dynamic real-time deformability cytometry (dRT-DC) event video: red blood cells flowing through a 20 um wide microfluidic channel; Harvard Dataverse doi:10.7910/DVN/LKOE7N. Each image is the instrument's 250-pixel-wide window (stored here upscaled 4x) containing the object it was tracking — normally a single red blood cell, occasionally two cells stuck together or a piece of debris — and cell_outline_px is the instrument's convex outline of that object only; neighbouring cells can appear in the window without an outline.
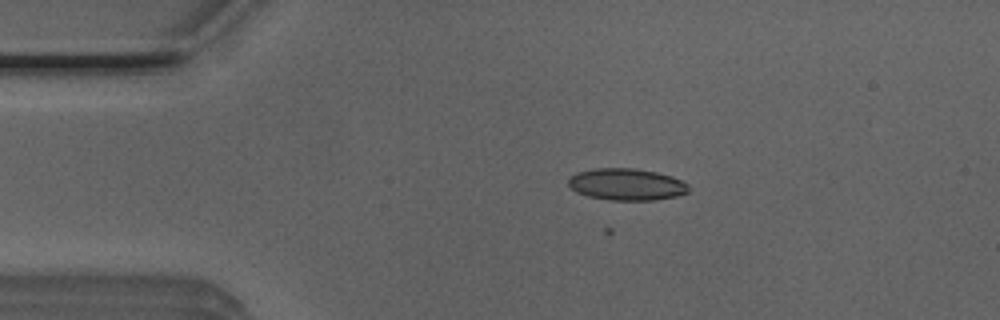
{"species": "Egyptian fruit bat (a non-hibernating species)", "species_latin": "Rousettus aegyptiacus", "temperature_condition": "room temperature", "stored_images_in_passage": 53, "camera_frame_rate_fps": 3000, "um_per_image_px": 0.085, "animal": {"sex": "male"}, "frame": {"image": 1, "passage_image": 11, "time_ms": 3.333, "image_size_px": [1000, 320], "cell_outline_px": [[688, 192], [676, 196], [652, 200], [608, 200], [588, 196], [576, 192], [568, 184], [568, 180], [576, 172], [596, 168], [636, 168], [656, 172], [672, 176], [688, 184]], "centroid_in_image_um": [53.25, 15.67], "position_along_channel_um": 31.8, "area_um2": 22.25}}
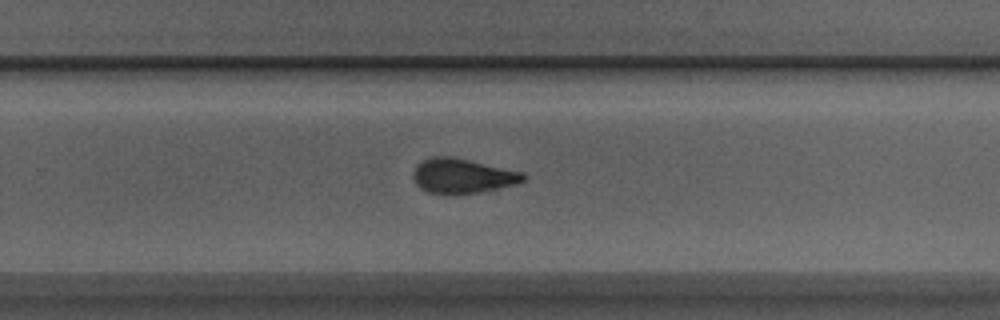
{"frame": {"image": 2, "passage_image": 34, "time_ms": 11.0, "image_size_px": [1000, 320], "cell_outline_px": [[528, 176], [524, 180], [516, 184], [476, 192], [428, 192], [420, 188], [416, 184], [412, 172], [416, 164], [432, 156], [452, 156], [524, 172]], "centroid_in_image_um": [39.31, 14.91], "position_along_channel_um": 290.5, "area_um2": 21.85}}
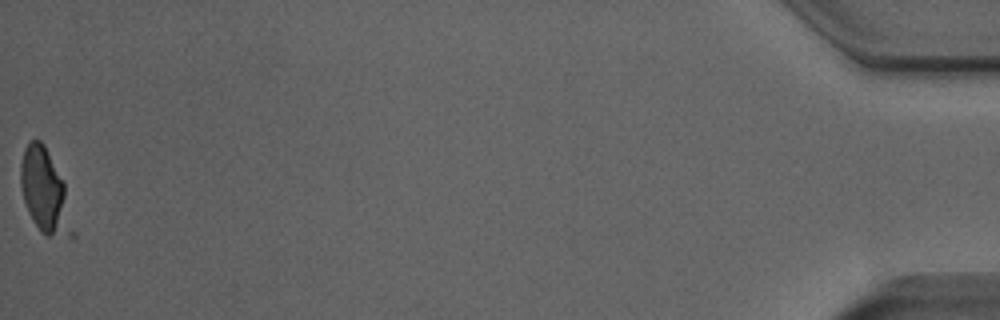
{"frame": {"image": 3, "passage_image": 53, "time_ms": 17.333, "image_size_px": [1000, 320], "cell_outline_px": [[76, 236], [48, 236], [40, 232], [32, 220], [28, 212], [24, 200], [20, 184], [20, 164], [24, 148], [28, 140], [40, 140], [44, 144], [64, 184], [76, 232]], "centroid_in_image_um": [3.82, 16.32], "position_along_channel_um": 431.4, "area_um2": 25.43}, "authors_computed_cell_mechanics": {"area_um2": 22.542, "velocity_mm_per_s": 3.9263, "shape_relaxation_time_tau1_ms": 5.2274, "shape_relaxation_time_tau2_ms": 1.4576, "deformation_change_tau1": 0.1608, "deformation_change_tau2": 0.0746}}